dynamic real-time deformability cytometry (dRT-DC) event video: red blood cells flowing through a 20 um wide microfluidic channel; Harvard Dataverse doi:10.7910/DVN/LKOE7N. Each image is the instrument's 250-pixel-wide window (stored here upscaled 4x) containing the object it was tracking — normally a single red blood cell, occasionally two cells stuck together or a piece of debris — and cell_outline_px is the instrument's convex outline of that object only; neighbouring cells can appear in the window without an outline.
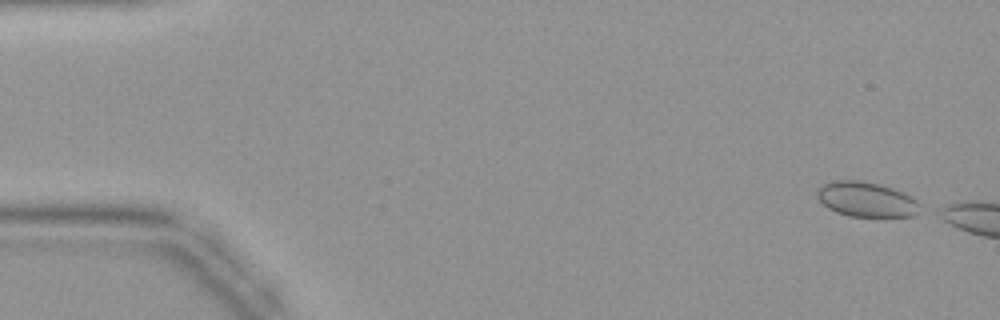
{"species": "common noctule bat (a hibernating species)", "species_latin": "Nyctalus noctula", "temperature_condition": "warm", "stored_images_in_passage": 5, "camera_frame_rate_fps": 3000, "um_per_image_px": 0.085, "animal": {"sex": "female", "body_mass_g": 19.9}, "frame": {"image": 1, "passage_image": 1, "time_ms": 0.0, "image_size_px": [1000, 320], "cell_outline_px": [[920, 204], [916, 212], [912, 216], [848, 216], [836, 212], [828, 208], [816, 196], [816, 188], [824, 184], [836, 180], [856, 180], [880, 184], [892, 188], [916, 200]], "centroid_in_image_um": [73.57, 16.94], "position_along_channel_um": 11.4, "area_um2": 20.58}}